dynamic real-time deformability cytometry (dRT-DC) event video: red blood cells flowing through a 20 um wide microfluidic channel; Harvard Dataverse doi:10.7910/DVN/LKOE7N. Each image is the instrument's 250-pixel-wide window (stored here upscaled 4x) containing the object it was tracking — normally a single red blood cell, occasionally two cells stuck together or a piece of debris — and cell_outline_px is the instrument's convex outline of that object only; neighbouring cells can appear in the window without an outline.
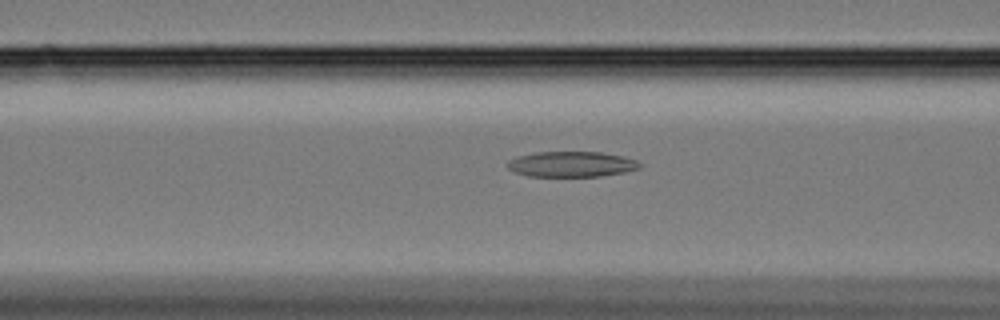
{"species": "Egyptian fruit bat (a non-hibernating species)", "species_latin": "Rousettus aegyptiacus", "temperature_condition": "cold", "stored_images_in_passage": 34, "camera_frame_rate_fps": 3000, "um_per_image_px": 0.085, "animal": {"sex": "female"}, "frame": {"image": 1, "passage_image": 6, "time_ms": 1.667, "image_size_px": [1000, 320], "cell_outline_px": [[644, 164], [640, 168], [624, 172], [600, 176], [528, 176], [516, 172], [508, 168], [508, 160], [516, 156], [536, 152], [600, 152], [620, 156], [636, 160]], "centroid_in_image_um": [48.58, 13.95], "position_along_channel_um": 118.0, "area_um2": 19.54}}
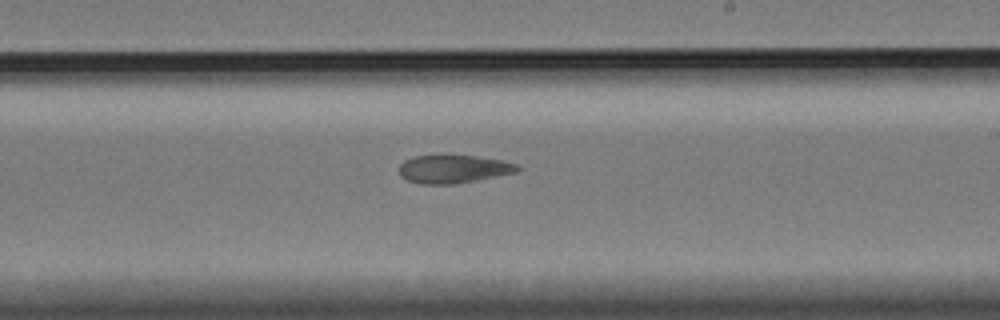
{"frame": {"image": 2, "passage_image": 18, "time_ms": 5.667, "image_size_px": [1000, 320], "cell_outline_px": [[520, 168], [516, 172], [456, 184], [420, 184], [408, 180], [400, 176], [400, 164], [404, 160], [412, 156], [440, 152], [476, 156], [500, 160], [516, 164]], "centroid_in_image_um": [38.46, 14.32], "position_along_channel_um": 250.5, "area_um2": 20.06}}
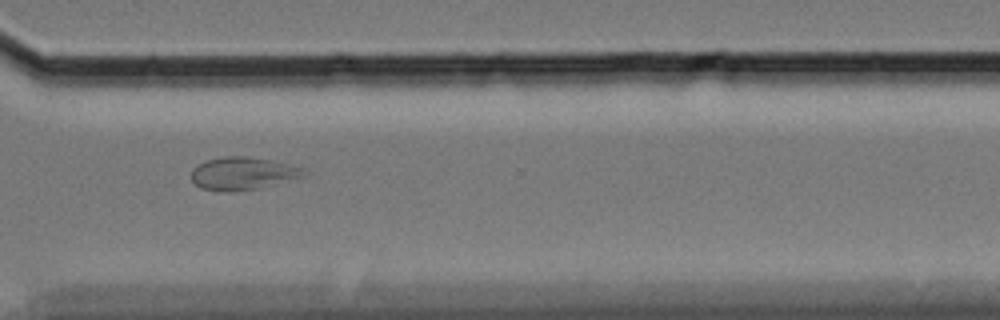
{"frame": {"image": 3, "passage_image": 27, "time_ms": 8.667, "image_size_px": [1000, 320], "cell_outline_px": [[308, 176], [256, 188], [232, 192], [200, 188], [192, 180], [192, 168], [204, 160], [224, 156], [244, 156], [268, 160], [304, 168]], "centroid_in_image_um": [20.62, 14.74], "position_along_channel_um": 350.0, "area_um2": 21.27}, "authors_computed_cell_mechanics": {"area_um2": 19.6809, "velocity_mm_per_s": 3.3131, "shape_relaxation_time_tau1_ms": null, "shape_relaxation_time_tau2_ms": 2.3867, "deformation_change_tau1": null, "deformation_change_tau2": 0.083}}